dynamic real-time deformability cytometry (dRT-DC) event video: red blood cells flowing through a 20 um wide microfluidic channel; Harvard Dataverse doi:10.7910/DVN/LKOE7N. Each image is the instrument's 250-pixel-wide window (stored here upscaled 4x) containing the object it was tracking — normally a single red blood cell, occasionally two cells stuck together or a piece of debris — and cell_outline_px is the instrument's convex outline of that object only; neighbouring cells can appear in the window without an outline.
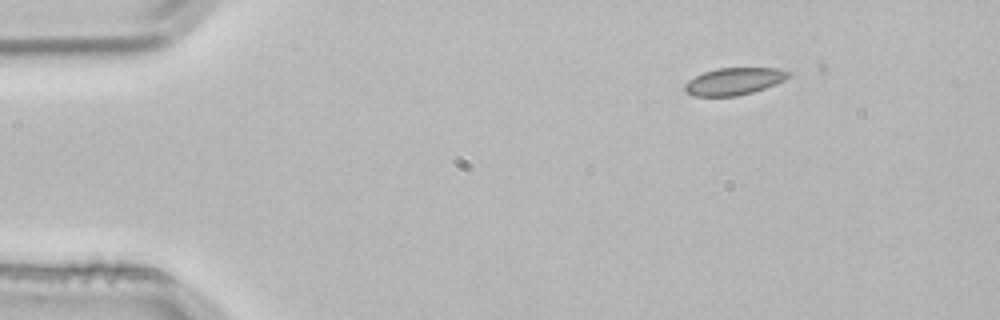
{"species": "common noctule bat (a hibernating species)", "species_latin": "Nyctalus noctula", "temperature_condition": "room temperature", "stored_images_in_passage": 4, "segment_of_instrument_passage": [2, 2], "camera_frame_rate_fps": 3000, "um_per_image_px": 0.085, "animal": {"sex": "male", "body_mass_g": 21.5, "forearm_length_mm": 52.0}, "frame": {"image": 1, "passage_image": 4, "time_ms": 1.0, "image_size_px": [1000, 320], "cell_outline_px": [[792, 76], [776, 84], [752, 92], [736, 96], [696, 96], [684, 92], [684, 84], [688, 80], [704, 72], [716, 68], [776, 68], [792, 72]], "centroid_in_image_um": [62.4, 6.91], "position_along_channel_um": 22.6, "area_um2": 16.47}}